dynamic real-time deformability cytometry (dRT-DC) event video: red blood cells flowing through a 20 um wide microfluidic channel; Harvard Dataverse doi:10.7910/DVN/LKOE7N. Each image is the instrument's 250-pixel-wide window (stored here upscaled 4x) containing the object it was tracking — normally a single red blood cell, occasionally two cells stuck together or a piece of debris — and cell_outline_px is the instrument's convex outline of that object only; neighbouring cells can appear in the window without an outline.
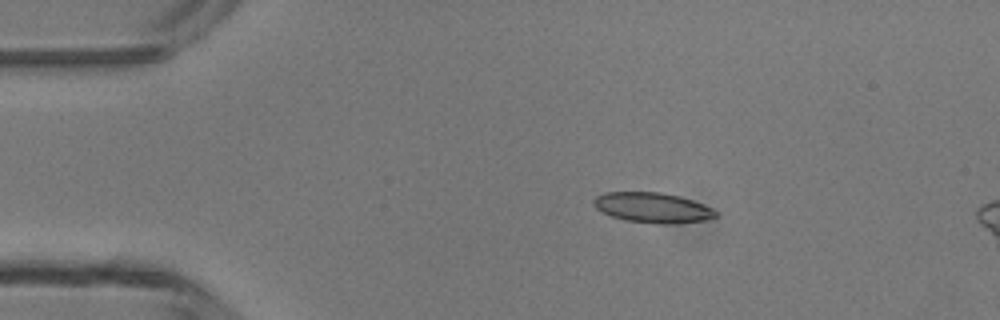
{"species": "common noctule bat (a hibernating species)", "species_latin": "Nyctalus noctula", "temperature_condition": "room temperature", "stored_images_in_passage": 4, "camera_frame_rate_fps": 3000, "um_per_image_px": 0.085, "animal": {"sex": "male", "body_mass_g": 13.3}, "frame": {"image": 1, "passage_image": 3, "time_ms": 2.333, "image_size_px": [1000, 320], "cell_outline_px": [[716, 216], [704, 220], [676, 224], [660, 224], [624, 220], [600, 212], [592, 204], [592, 200], [596, 196], [604, 192], [660, 192], [680, 196], [692, 200], [712, 208], [716, 212]], "centroid_in_image_um": [55.42, 17.65], "position_along_channel_um": 29.6, "area_um2": 21.56}}